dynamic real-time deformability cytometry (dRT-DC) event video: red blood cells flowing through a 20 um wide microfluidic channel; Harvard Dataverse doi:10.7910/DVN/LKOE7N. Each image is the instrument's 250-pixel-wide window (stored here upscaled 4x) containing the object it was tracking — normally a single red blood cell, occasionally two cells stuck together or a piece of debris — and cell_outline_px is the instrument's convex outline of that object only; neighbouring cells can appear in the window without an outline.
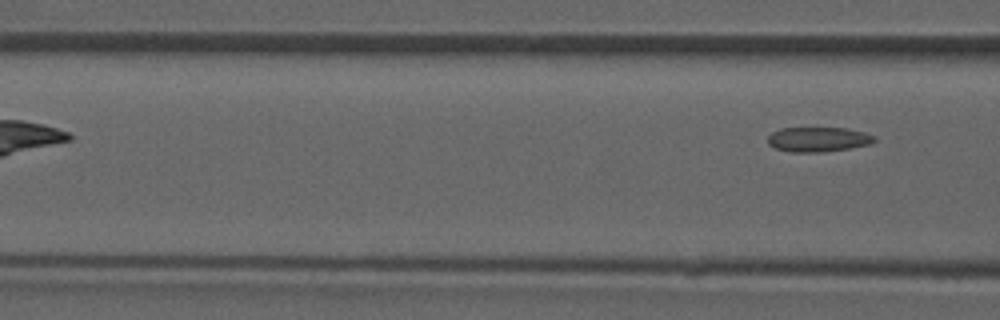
{"species": "common noctule bat (a hibernating species)", "species_latin": "Nyctalus noctula", "temperature_condition": "room temperature", "stored_images_in_passage": 6, "camera_frame_rate_fps": 3000, "um_per_image_px": 0.085, "animal": {"sex": "male", "forearm_length_mm": 52.5}, "frame": {"image": 1, "passage_image": 6, "time_ms": 5.667, "image_size_px": [1000, 320], "cell_outline_px": [[876, 140], [868, 144], [848, 148], [824, 152], [792, 152], [776, 148], [768, 144], [768, 136], [772, 132], [780, 128], [848, 128], [864, 132], [876, 136]], "centroid_in_image_um": [69.54, 11.84], "position_along_channel_um": 97.1, "area_um2": 15.32}}